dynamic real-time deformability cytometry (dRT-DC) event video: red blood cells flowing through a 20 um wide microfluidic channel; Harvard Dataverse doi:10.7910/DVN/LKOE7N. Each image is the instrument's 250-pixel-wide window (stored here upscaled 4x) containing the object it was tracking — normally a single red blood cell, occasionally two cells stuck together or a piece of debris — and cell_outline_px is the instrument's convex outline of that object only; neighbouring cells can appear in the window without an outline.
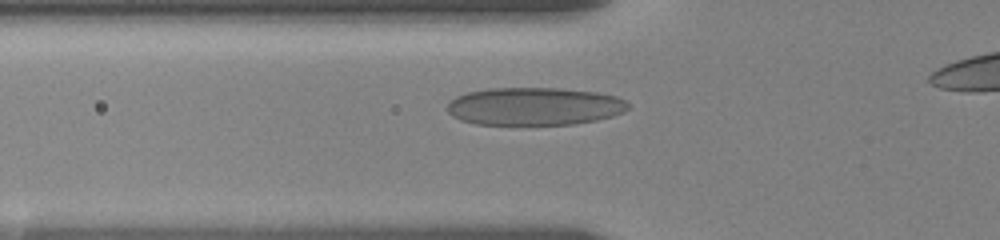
{"species": "human", "species_latin": "Homo sapiens", "temperature_condition": "room temperature", "stored_images_in_passage": 52, "camera_frame_rate_fps": 3000, "um_per_image_px": 0.085, "donor": {"sex": "female"}, "frame": {"image": 1, "passage_image": 14, "time_ms": 3.333, "image_size_px": [1000, 240], "cell_outline_px": [[628, 108], [624, 112], [612, 116], [596, 120], [572, 124], [476, 124], [460, 120], [452, 116], [448, 112], [448, 104], [456, 96], [468, 92], [492, 88], [560, 88], [596, 92], [616, 96], [624, 100], [628, 104]], "centroid_in_image_um": [45.42, 9.03], "position_along_channel_um": 80.4, "area_um2": 39.71}}
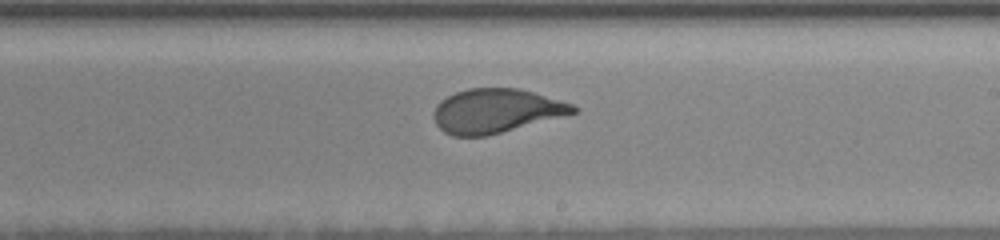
{"frame": {"image": 2, "passage_image": 31, "time_ms": 8.0, "image_size_px": [1000, 240], "cell_outline_px": [[580, 112], [488, 136], [452, 136], [444, 132], [436, 124], [432, 116], [436, 104], [440, 100], [456, 92], [468, 88], [520, 88], [572, 104], [580, 108]], "centroid_in_image_um": [42.17, 9.43], "position_along_channel_um": 246.8, "area_um2": 36.13}}
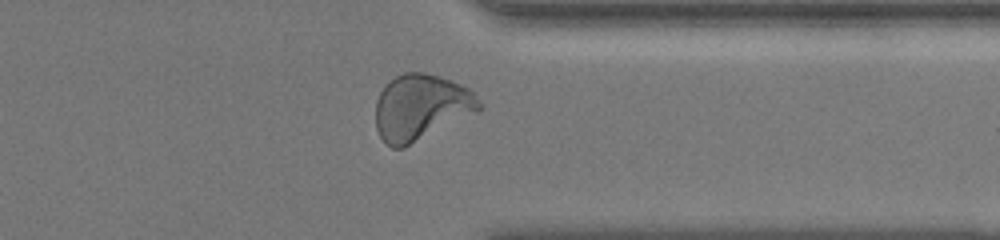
{"frame": {"image": 3, "passage_image": 45, "time_ms": 11.667, "image_size_px": [1000, 240], "cell_outline_px": [[484, 108], [404, 148], [392, 148], [380, 136], [376, 128], [376, 100], [380, 92], [396, 76], [404, 72], [424, 72], [440, 76], [460, 84], [468, 88], [472, 92]], "centroid_in_image_um": [35.77, 9.12], "position_along_channel_um": 375.6, "area_um2": 39.42}}